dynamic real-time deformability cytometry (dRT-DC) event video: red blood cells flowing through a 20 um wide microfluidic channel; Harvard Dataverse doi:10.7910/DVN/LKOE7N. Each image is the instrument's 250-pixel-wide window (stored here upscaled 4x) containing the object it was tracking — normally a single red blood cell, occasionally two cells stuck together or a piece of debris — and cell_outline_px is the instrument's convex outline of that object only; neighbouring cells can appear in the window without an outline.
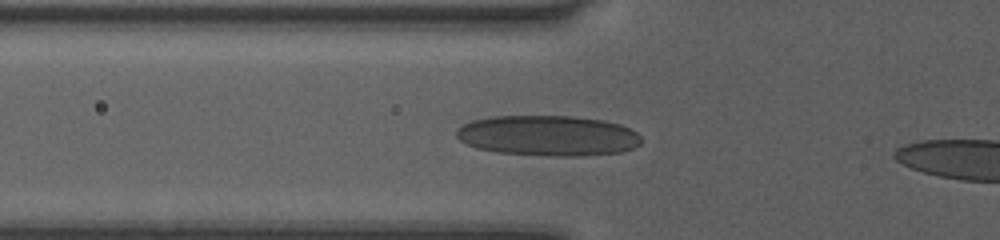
{"species": "human", "species_latin": "Homo sapiens", "temperature_condition": "room temperature", "stored_images_in_passage": 3, "camera_frame_rate_fps": 3000, "um_per_image_px": 0.085, "donor": {"sex": "female"}, "frame": {"image": 1, "passage_image": 3, "time_ms": 0.667, "image_size_px": [1000, 240], "cell_outline_px": [[640, 144], [632, 148], [620, 152], [580, 156], [548, 156], [496, 152], [476, 148], [460, 140], [456, 136], [456, 128], [472, 120], [492, 116], [572, 116], [604, 120], [620, 124], [636, 132], [640, 136]], "centroid_in_image_um": [46.56, 11.53], "position_along_channel_um": 79.2, "area_um2": 43.7}}